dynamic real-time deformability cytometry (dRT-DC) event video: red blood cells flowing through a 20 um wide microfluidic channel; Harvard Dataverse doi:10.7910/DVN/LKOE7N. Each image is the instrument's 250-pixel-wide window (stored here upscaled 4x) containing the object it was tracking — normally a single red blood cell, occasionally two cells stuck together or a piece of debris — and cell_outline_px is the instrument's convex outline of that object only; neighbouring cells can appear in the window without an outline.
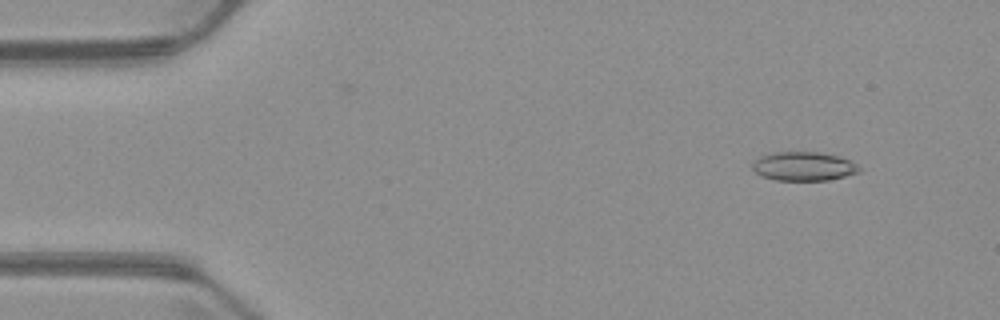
{"species": "common noctule bat (a hibernating species)", "species_latin": "Nyctalus noctula", "temperature_condition": "warm", "stored_images_in_passage": 4, "camera_frame_rate_fps": 3000, "um_per_image_px": 0.085, "animal": {"sex": "male", "body_mass_g": 23.1, "forearm_length_mm": 52.7}, "frame": {"image": 1, "passage_image": 2, "time_ms": 1.0, "image_size_px": [1000, 320], "cell_outline_px": [[860, 172], [828, 180], [776, 180], [760, 176], [752, 168], [752, 164], [760, 156], [772, 152], [820, 152], [836, 156], [848, 160], [856, 164], [860, 168]], "centroid_in_image_um": [68.28, 14.14], "position_along_channel_um": 16.7, "area_um2": 17.86}}